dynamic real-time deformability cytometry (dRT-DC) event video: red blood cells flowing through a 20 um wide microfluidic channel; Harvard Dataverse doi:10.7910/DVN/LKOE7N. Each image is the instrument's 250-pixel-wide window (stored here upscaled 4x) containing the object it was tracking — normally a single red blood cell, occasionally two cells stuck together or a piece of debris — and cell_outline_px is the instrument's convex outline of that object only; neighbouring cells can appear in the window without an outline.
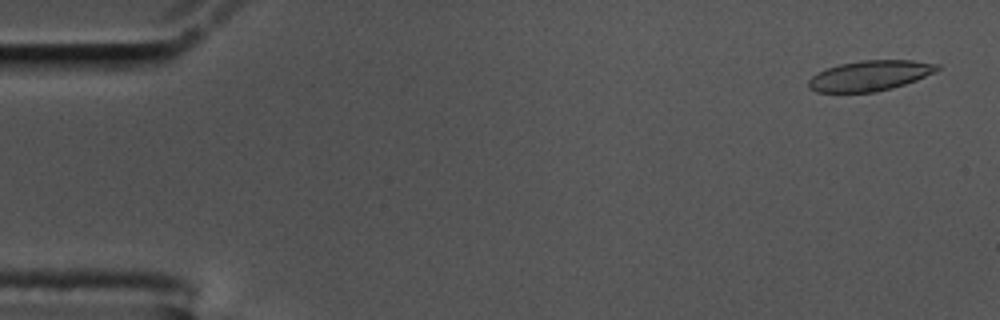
{"species": "common noctule bat (a hibernating species)", "species_latin": "Nyctalus noctula", "temperature_condition": "cold", "stored_images_in_passage": 10, "camera_frame_rate_fps": 3000, "um_per_image_px": 0.085, "animal": {"sex": "male", "body_mass_g": 17.5, "forearm_length_mm": 52.3}, "frame": {"image": 1, "passage_image": 2, "time_ms": 0.333, "image_size_px": [1000, 320], "cell_outline_px": [[940, 68], [936, 72], [916, 80], [892, 88], [876, 92], [816, 92], [808, 88], [808, 80], [812, 76], [828, 68], [840, 64], [860, 60], [912, 60], [940, 64]], "centroid_in_image_um": [73.96, 6.43], "position_along_channel_um": 11.0, "area_um2": 22.72}}